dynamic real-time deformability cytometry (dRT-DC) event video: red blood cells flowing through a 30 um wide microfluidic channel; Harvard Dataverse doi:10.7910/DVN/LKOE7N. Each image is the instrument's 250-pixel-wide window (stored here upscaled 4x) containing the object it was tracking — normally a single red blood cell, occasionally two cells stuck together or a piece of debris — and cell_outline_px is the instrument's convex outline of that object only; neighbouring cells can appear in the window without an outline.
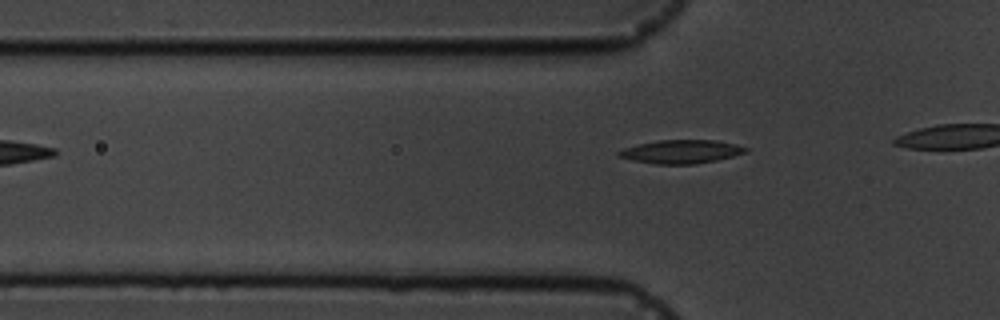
{"species": "common noctule bat (a hibernating species)", "species_latin": "Nyctalus noctula", "temperature_condition": "cold", "stored_images_in_passage": 4, "camera_frame_rate_fps": 3000, "um_per_image_px": 0.085, "animal": {"sex": "male", "body_mass_g": 19.5, "forearm_length_mm": 54.6}, "frame": {"image": 1, "passage_image": 4, "time_ms": 3.667, "image_size_px": [1000, 320], "cell_outline_px": [[748, 152], [716, 160], [692, 164], [656, 164], [616, 156], [616, 152], [624, 148], [640, 144], [660, 140], [716, 140], [736, 144], [748, 148]], "centroid_in_image_um": [57.92, 12.88], "position_along_channel_um": 67.9, "area_um2": 17.17}}